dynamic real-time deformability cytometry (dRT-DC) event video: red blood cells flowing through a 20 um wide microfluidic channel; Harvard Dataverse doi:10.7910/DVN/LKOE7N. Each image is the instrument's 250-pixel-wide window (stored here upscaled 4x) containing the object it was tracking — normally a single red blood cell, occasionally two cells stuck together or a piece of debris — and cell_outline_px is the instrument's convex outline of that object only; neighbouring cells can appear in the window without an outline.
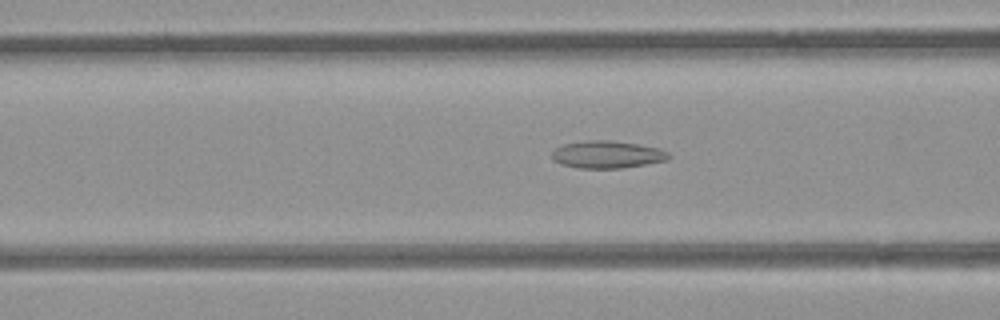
{"species": "common noctule bat (a hibernating species)", "species_latin": "Nyctalus noctula", "temperature_condition": "room temperature", "stored_images_in_passage": 53, "camera_frame_rate_fps": 3000, "um_per_image_px": 0.085, "animal": {"sex": "female", "body_mass_g": 21.9}, "frame": {"image": 1, "passage_image": 21, "time_ms": 6.667, "image_size_px": [1000, 320], "cell_outline_px": [[668, 160], [624, 168], [576, 168], [560, 164], [552, 160], [552, 152], [556, 148], [564, 144], [588, 140], [608, 140], [636, 144], [660, 148], [668, 152]], "centroid_in_image_um": [51.58, 13.14], "position_along_channel_um": 115.0, "area_um2": 18.61}}
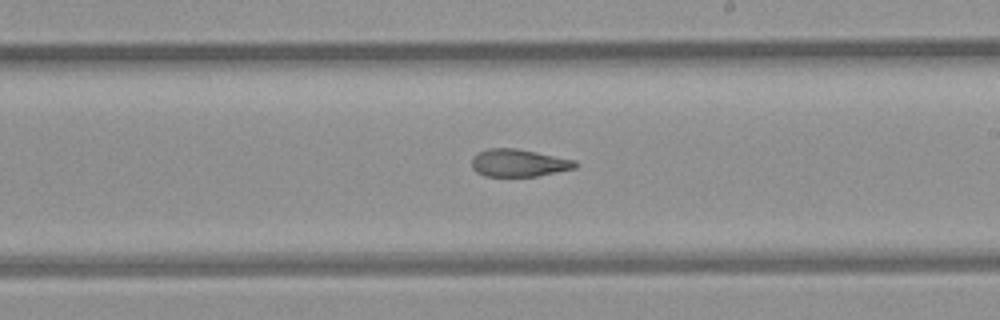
{"frame": {"image": 2, "passage_image": 31, "time_ms": 10.0, "image_size_px": [1000, 320], "cell_outline_px": [[580, 164], [576, 168], [536, 176], [484, 176], [476, 172], [472, 168], [472, 156], [476, 152], [488, 148], [516, 148], [576, 160]], "centroid_in_image_um": [44.08, 13.84], "position_along_channel_um": 244.9, "area_um2": 16.76}}
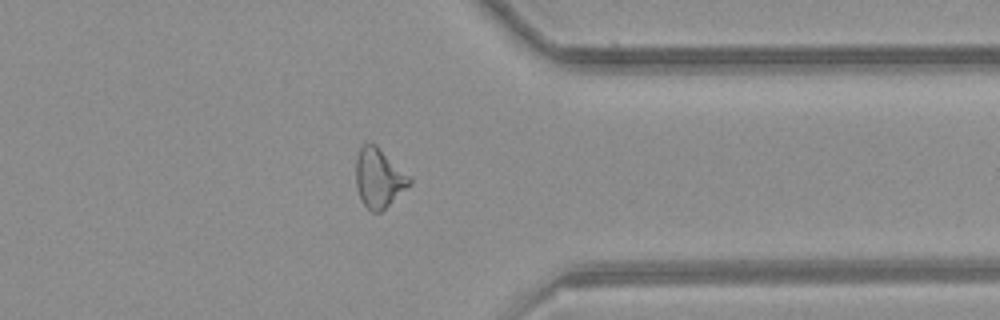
{"frame": {"image": 3, "passage_image": 42, "time_ms": 13.667, "image_size_px": [1000, 320], "cell_outline_px": [[412, 180], [380, 212], [372, 212], [360, 200], [356, 184], [356, 160], [360, 148], [364, 144], [376, 144], [412, 176]], "centroid_in_image_um": [32.19, 15.09], "position_along_channel_um": 379.2, "area_um2": 18.21}, "authors_computed_cell_mechanics": {"area_um2": 18.6116, "velocity_mm_per_s": 3.8956, "shape_relaxation_time_tau1_ms": null, "shape_relaxation_time_tau2_ms": 4.0737, "deformation_change_tau1": null, "deformation_change_tau2": 0.1232}}